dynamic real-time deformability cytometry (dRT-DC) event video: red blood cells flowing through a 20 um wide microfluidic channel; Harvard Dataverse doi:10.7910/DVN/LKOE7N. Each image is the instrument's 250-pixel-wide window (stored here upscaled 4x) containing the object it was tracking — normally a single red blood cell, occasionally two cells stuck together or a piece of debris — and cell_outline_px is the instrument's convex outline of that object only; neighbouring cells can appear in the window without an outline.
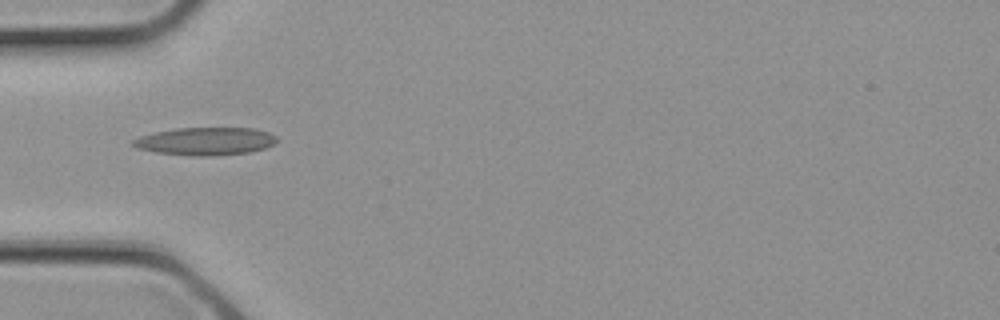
{"species": "common noctule bat (a hibernating species)", "species_latin": "Nyctalus noctula", "temperature_condition": "cold", "stored_images_in_passage": 2, "camera_frame_rate_fps": 3000, "um_per_image_px": 0.085, "animal": {"sex": "female", "body_mass_g": 21.9}, "frame": {"image": 1, "passage_image": 2, "time_ms": 0.333, "image_size_px": [1000, 320], "cell_outline_px": [[276, 140], [272, 144], [264, 148], [252, 152], [212, 156], [192, 156], [156, 152], [136, 148], [132, 144], [132, 140], [140, 136], [156, 132], [176, 128], [256, 128], [268, 132], [276, 136]], "centroid_in_image_um": [17.46, 12.01], "position_along_channel_um": 67.5, "area_um2": 23.29}}